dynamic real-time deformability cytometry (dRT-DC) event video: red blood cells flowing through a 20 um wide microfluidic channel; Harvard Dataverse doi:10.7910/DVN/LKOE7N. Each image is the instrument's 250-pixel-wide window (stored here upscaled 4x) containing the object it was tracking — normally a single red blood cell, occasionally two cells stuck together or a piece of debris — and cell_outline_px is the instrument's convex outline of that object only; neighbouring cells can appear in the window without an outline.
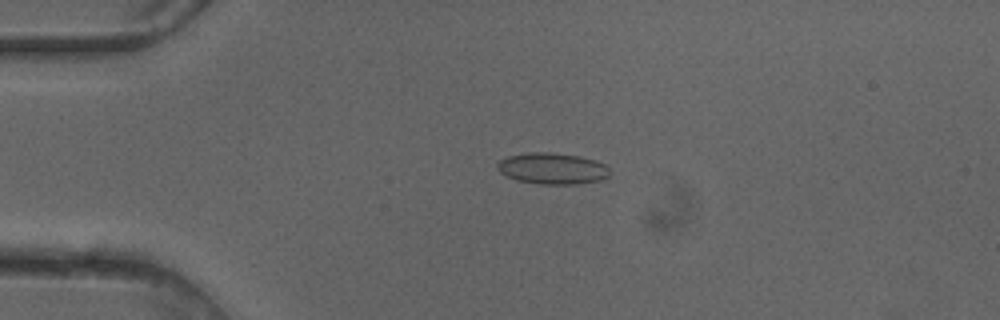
{"species": "common noctule bat (a hibernating species)", "species_latin": "Nyctalus noctula", "temperature_condition": "cold", "stored_images_in_passage": 50, "camera_frame_rate_fps": 3000, "um_per_image_px": 0.085, "animal": {"sex": "female"}, "frame": {"image": 1, "passage_image": 12, "time_ms": 3.667, "image_size_px": [1000, 320], "cell_outline_px": [[608, 176], [600, 180], [576, 184], [540, 184], [516, 180], [500, 172], [496, 168], [496, 164], [500, 160], [508, 156], [528, 152], [552, 152], [580, 156], [596, 160], [604, 164], [608, 168]], "centroid_in_image_um": [46.93, 14.31], "position_along_channel_um": 38.1, "area_um2": 20.52}}
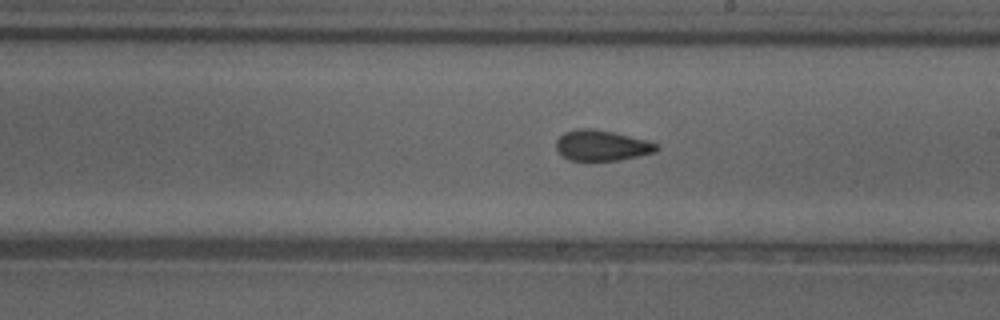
{"frame": {"image": 2, "passage_image": 29, "time_ms": 9.333, "image_size_px": [1000, 320], "cell_outline_px": [[660, 148], [656, 152], [620, 160], [572, 160], [564, 156], [556, 148], [556, 140], [564, 132], [576, 128], [592, 128], [612, 132], [648, 140], [656, 144]], "centroid_in_image_um": [51.16, 12.35], "position_along_channel_um": 237.8, "area_um2": 17.8}}
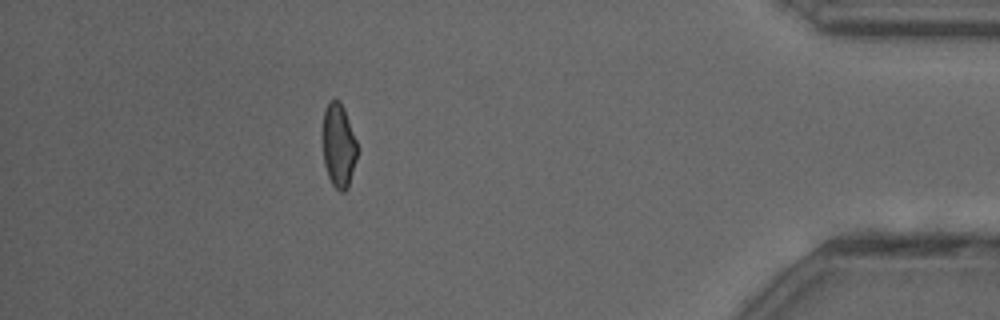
{"frame": {"image": 3, "passage_image": 45, "time_ms": 14.667, "image_size_px": [1000, 320], "cell_outline_px": [[356, 160], [348, 188], [344, 192], [340, 192], [332, 184], [328, 176], [324, 164], [324, 112], [328, 100], [340, 100], [344, 108], [356, 140]], "centroid_in_image_um": [28.79, 12.38], "position_along_channel_um": 406.4, "area_um2": 16.59}, "authors_computed_cell_mechanics": {"area_um2": 18.2648, "velocity_mm_per_s": 4.1167, "shape_relaxation_time_tau1_ms": 8.9286, "shape_relaxation_time_tau2_ms": 1.9039, "deformation_change_tau1": 0.1388, "deformation_change_tau2": 0.0567}}